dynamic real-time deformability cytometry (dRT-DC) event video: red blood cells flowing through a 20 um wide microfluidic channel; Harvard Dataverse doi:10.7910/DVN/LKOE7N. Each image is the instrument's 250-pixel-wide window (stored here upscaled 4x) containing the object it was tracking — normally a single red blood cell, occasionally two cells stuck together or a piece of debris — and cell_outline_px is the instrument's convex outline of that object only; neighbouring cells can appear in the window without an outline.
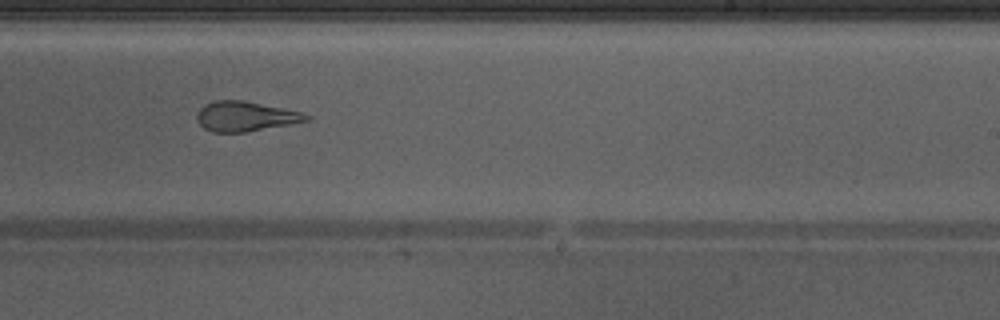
{"species": "Egyptian fruit bat (a non-hibernating species)", "species_latin": "Rousettus aegyptiacus", "temperature_condition": "warm", "stored_images_in_passage": 42, "camera_frame_rate_fps": 3000, "um_per_image_px": 0.085, "animal": {"sex": "male"}, "frame": {"image": 1, "passage_image": 30, "time_ms": 9.667, "image_size_px": [1000, 320], "cell_outline_px": [[312, 120], [244, 132], [212, 132], [204, 128], [196, 120], [196, 116], [200, 108], [204, 104], [216, 100], [240, 100], [304, 112], [312, 116]], "centroid_in_image_um": [20.87, 9.89], "position_along_channel_um": 268.1, "area_um2": 19.02}}